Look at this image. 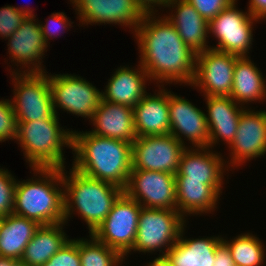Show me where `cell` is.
Instances as JSON below:
<instances>
[{"instance_id":"6da1fadb","label":"cell","mask_w":266,"mask_h":266,"mask_svg":"<svg viewBox=\"0 0 266 266\" xmlns=\"http://www.w3.org/2000/svg\"><path fill=\"white\" fill-rule=\"evenodd\" d=\"M153 14L145 13L134 33L141 52L140 65L150 81L191 85L196 53L185 44L166 17L156 19Z\"/></svg>"},{"instance_id":"7a4b0ae2","label":"cell","mask_w":266,"mask_h":266,"mask_svg":"<svg viewBox=\"0 0 266 266\" xmlns=\"http://www.w3.org/2000/svg\"><path fill=\"white\" fill-rule=\"evenodd\" d=\"M73 167L90 178L113 183L122 189L127 186L132 170V143L92 134L74 132Z\"/></svg>"},{"instance_id":"3957f363","label":"cell","mask_w":266,"mask_h":266,"mask_svg":"<svg viewBox=\"0 0 266 266\" xmlns=\"http://www.w3.org/2000/svg\"><path fill=\"white\" fill-rule=\"evenodd\" d=\"M35 180H16L14 190L13 214L37 222L39 225H50L64 222V190L62 169L32 168Z\"/></svg>"},{"instance_id":"277c9868","label":"cell","mask_w":266,"mask_h":266,"mask_svg":"<svg viewBox=\"0 0 266 266\" xmlns=\"http://www.w3.org/2000/svg\"><path fill=\"white\" fill-rule=\"evenodd\" d=\"M64 171L65 168L62 169L61 186L64 190V222L76 210L92 234L105 220L123 189L113 183L90 178L74 168L70 169L69 176Z\"/></svg>"},{"instance_id":"5b68a950","label":"cell","mask_w":266,"mask_h":266,"mask_svg":"<svg viewBox=\"0 0 266 266\" xmlns=\"http://www.w3.org/2000/svg\"><path fill=\"white\" fill-rule=\"evenodd\" d=\"M58 119L17 122L16 140L30 168H65L62 150L72 148L73 131L62 129Z\"/></svg>"},{"instance_id":"8992f818","label":"cell","mask_w":266,"mask_h":266,"mask_svg":"<svg viewBox=\"0 0 266 266\" xmlns=\"http://www.w3.org/2000/svg\"><path fill=\"white\" fill-rule=\"evenodd\" d=\"M184 219L177 210L141 207L136 240L128 253L132 250L144 253L158 250L162 252L160 256H165L179 239L185 227ZM162 247L166 250H162Z\"/></svg>"},{"instance_id":"52a82bcc","label":"cell","mask_w":266,"mask_h":266,"mask_svg":"<svg viewBox=\"0 0 266 266\" xmlns=\"http://www.w3.org/2000/svg\"><path fill=\"white\" fill-rule=\"evenodd\" d=\"M14 99L11 101L17 122L58 118L55 114L49 75L12 72ZM15 75V76H14Z\"/></svg>"},{"instance_id":"ba28073f","label":"cell","mask_w":266,"mask_h":266,"mask_svg":"<svg viewBox=\"0 0 266 266\" xmlns=\"http://www.w3.org/2000/svg\"><path fill=\"white\" fill-rule=\"evenodd\" d=\"M141 207L136 200L123 192L92 235L109 248L115 249L125 259L136 240Z\"/></svg>"},{"instance_id":"9c48e42d","label":"cell","mask_w":266,"mask_h":266,"mask_svg":"<svg viewBox=\"0 0 266 266\" xmlns=\"http://www.w3.org/2000/svg\"><path fill=\"white\" fill-rule=\"evenodd\" d=\"M187 147L172 134L141 136L132 143V170L176 174Z\"/></svg>"},{"instance_id":"30bf717a","label":"cell","mask_w":266,"mask_h":266,"mask_svg":"<svg viewBox=\"0 0 266 266\" xmlns=\"http://www.w3.org/2000/svg\"><path fill=\"white\" fill-rule=\"evenodd\" d=\"M49 83L55 114L59 107L92 120L102 100V92L85 79L71 74L49 75Z\"/></svg>"},{"instance_id":"8fae6325","label":"cell","mask_w":266,"mask_h":266,"mask_svg":"<svg viewBox=\"0 0 266 266\" xmlns=\"http://www.w3.org/2000/svg\"><path fill=\"white\" fill-rule=\"evenodd\" d=\"M123 192L142 207L177 210L176 181L172 173L131 170Z\"/></svg>"},{"instance_id":"7c38bea8","label":"cell","mask_w":266,"mask_h":266,"mask_svg":"<svg viewBox=\"0 0 266 266\" xmlns=\"http://www.w3.org/2000/svg\"><path fill=\"white\" fill-rule=\"evenodd\" d=\"M236 2L209 22V33L218 40V46L212 49L242 57L248 56L253 41V22L258 20L249 12L236 9Z\"/></svg>"},{"instance_id":"4fadbf2b","label":"cell","mask_w":266,"mask_h":266,"mask_svg":"<svg viewBox=\"0 0 266 266\" xmlns=\"http://www.w3.org/2000/svg\"><path fill=\"white\" fill-rule=\"evenodd\" d=\"M238 57L212 48L196 54L191 86L199 87L205 96H230Z\"/></svg>"},{"instance_id":"5bb4252c","label":"cell","mask_w":266,"mask_h":266,"mask_svg":"<svg viewBox=\"0 0 266 266\" xmlns=\"http://www.w3.org/2000/svg\"><path fill=\"white\" fill-rule=\"evenodd\" d=\"M78 11L82 24H120L134 29L145 12L135 0H70Z\"/></svg>"},{"instance_id":"9a60e30c","label":"cell","mask_w":266,"mask_h":266,"mask_svg":"<svg viewBox=\"0 0 266 266\" xmlns=\"http://www.w3.org/2000/svg\"><path fill=\"white\" fill-rule=\"evenodd\" d=\"M232 167L242 165L266 153V111L243 110L237 125V132L230 144ZM236 164V165H235Z\"/></svg>"},{"instance_id":"2e32d148","label":"cell","mask_w":266,"mask_h":266,"mask_svg":"<svg viewBox=\"0 0 266 266\" xmlns=\"http://www.w3.org/2000/svg\"><path fill=\"white\" fill-rule=\"evenodd\" d=\"M187 100L169 91L170 134L183 145L182 135L193 147H209L206 114Z\"/></svg>"},{"instance_id":"e0dca14e","label":"cell","mask_w":266,"mask_h":266,"mask_svg":"<svg viewBox=\"0 0 266 266\" xmlns=\"http://www.w3.org/2000/svg\"><path fill=\"white\" fill-rule=\"evenodd\" d=\"M34 18L26 17L18 30L10 38H7L9 55H11L12 61L28 67V70L30 69L29 71H20L22 73H25V71L26 73H45V69L40 66L42 63L40 60L45 55L44 51L48 46L44 42L40 25ZM28 64L33 66L30 68Z\"/></svg>"},{"instance_id":"ac0fdd59","label":"cell","mask_w":266,"mask_h":266,"mask_svg":"<svg viewBox=\"0 0 266 266\" xmlns=\"http://www.w3.org/2000/svg\"><path fill=\"white\" fill-rule=\"evenodd\" d=\"M133 118L137 137L170 134L169 91L146 94L133 107Z\"/></svg>"},{"instance_id":"d6986e66","label":"cell","mask_w":266,"mask_h":266,"mask_svg":"<svg viewBox=\"0 0 266 266\" xmlns=\"http://www.w3.org/2000/svg\"><path fill=\"white\" fill-rule=\"evenodd\" d=\"M193 148V149H192ZM188 147L183 151L175 180H195L205 184H223L224 163L209 147Z\"/></svg>"},{"instance_id":"ffe728a7","label":"cell","mask_w":266,"mask_h":266,"mask_svg":"<svg viewBox=\"0 0 266 266\" xmlns=\"http://www.w3.org/2000/svg\"><path fill=\"white\" fill-rule=\"evenodd\" d=\"M95 126L92 134L133 143L137 135L134 130L133 108L101 100L91 120Z\"/></svg>"},{"instance_id":"44dd1931","label":"cell","mask_w":266,"mask_h":266,"mask_svg":"<svg viewBox=\"0 0 266 266\" xmlns=\"http://www.w3.org/2000/svg\"><path fill=\"white\" fill-rule=\"evenodd\" d=\"M165 7H172L176 14L165 16L176 28L185 44L196 54L211 47L206 44L209 22L187 0H169ZM177 10V11H176Z\"/></svg>"},{"instance_id":"7402d4cb","label":"cell","mask_w":266,"mask_h":266,"mask_svg":"<svg viewBox=\"0 0 266 266\" xmlns=\"http://www.w3.org/2000/svg\"><path fill=\"white\" fill-rule=\"evenodd\" d=\"M206 120L209 128V148L218 140L225 141L229 146L235 138L241 112L245 109L230 96H206ZM240 107V108H239Z\"/></svg>"},{"instance_id":"603a6c76","label":"cell","mask_w":266,"mask_h":266,"mask_svg":"<svg viewBox=\"0 0 266 266\" xmlns=\"http://www.w3.org/2000/svg\"><path fill=\"white\" fill-rule=\"evenodd\" d=\"M148 78L140 63L137 69L120 66L108 80L102 99L133 108L147 94L145 82Z\"/></svg>"},{"instance_id":"cb8c5ba5","label":"cell","mask_w":266,"mask_h":266,"mask_svg":"<svg viewBox=\"0 0 266 266\" xmlns=\"http://www.w3.org/2000/svg\"><path fill=\"white\" fill-rule=\"evenodd\" d=\"M175 181L177 211L184 218L187 215L211 213L215 210L223 184H205L195 180Z\"/></svg>"},{"instance_id":"d4e9b609","label":"cell","mask_w":266,"mask_h":266,"mask_svg":"<svg viewBox=\"0 0 266 266\" xmlns=\"http://www.w3.org/2000/svg\"><path fill=\"white\" fill-rule=\"evenodd\" d=\"M184 227L179 239L166 252L165 256L172 266H213L217 246L222 237L184 239Z\"/></svg>"},{"instance_id":"484cf974","label":"cell","mask_w":266,"mask_h":266,"mask_svg":"<svg viewBox=\"0 0 266 266\" xmlns=\"http://www.w3.org/2000/svg\"><path fill=\"white\" fill-rule=\"evenodd\" d=\"M40 225L15 214L0 218V257L21 260L25 247Z\"/></svg>"},{"instance_id":"4316f807","label":"cell","mask_w":266,"mask_h":266,"mask_svg":"<svg viewBox=\"0 0 266 266\" xmlns=\"http://www.w3.org/2000/svg\"><path fill=\"white\" fill-rule=\"evenodd\" d=\"M65 222L40 225L25 247L21 261L29 266H42L69 240L63 230Z\"/></svg>"},{"instance_id":"83f0119b","label":"cell","mask_w":266,"mask_h":266,"mask_svg":"<svg viewBox=\"0 0 266 266\" xmlns=\"http://www.w3.org/2000/svg\"><path fill=\"white\" fill-rule=\"evenodd\" d=\"M266 81L248 56L238 57L230 97L239 105L266 98ZM244 103V104H243Z\"/></svg>"},{"instance_id":"f1b7e54d","label":"cell","mask_w":266,"mask_h":266,"mask_svg":"<svg viewBox=\"0 0 266 266\" xmlns=\"http://www.w3.org/2000/svg\"><path fill=\"white\" fill-rule=\"evenodd\" d=\"M231 251L236 266H261L264 263V245L250 233L238 235L233 240L222 239Z\"/></svg>"},{"instance_id":"f546056e","label":"cell","mask_w":266,"mask_h":266,"mask_svg":"<svg viewBox=\"0 0 266 266\" xmlns=\"http://www.w3.org/2000/svg\"><path fill=\"white\" fill-rule=\"evenodd\" d=\"M89 239H79V256L81 266H118L124 257L115 249L89 234Z\"/></svg>"},{"instance_id":"4dcf8cb0","label":"cell","mask_w":266,"mask_h":266,"mask_svg":"<svg viewBox=\"0 0 266 266\" xmlns=\"http://www.w3.org/2000/svg\"><path fill=\"white\" fill-rule=\"evenodd\" d=\"M33 10L25 7L6 6L0 9V37L5 39L18 30L26 17H35Z\"/></svg>"},{"instance_id":"1f68e13d","label":"cell","mask_w":266,"mask_h":266,"mask_svg":"<svg viewBox=\"0 0 266 266\" xmlns=\"http://www.w3.org/2000/svg\"><path fill=\"white\" fill-rule=\"evenodd\" d=\"M15 180L7 169H0V218L13 213Z\"/></svg>"},{"instance_id":"d6a6232c","label":"cell","mask_w":266,"mask_h":266,"mask_svg":"<svg viewBox=\"0 0 266 266\" xmlns=\"http://www.w3.org/2000/svg\"><path fill=\"white\" fill-rule=\"evenodd\" d=\"M42 266H81L79 239H69L65 245Z\"/></svg>"},{"instance_id":"836d02e7","label":"cell","mask_w":266,"mask_h":266,"mask_svg":"<svg viewBox=\"0 0 266 266\" xmlns=\"http://www.w3.org/2000/svg\"><path fill=\"white\" fill-rule=\"evenodd\" d=\"M17 121L11 100H0V142L16 139Z\"/></svg>"},{"instance_id":"e575fe53","label":"cell","mask_w":266,"mask_h":266,"mask_svg":"<svg viewBox=\"0 0 266 266\" xmlns=\"http://www.w3.org/2000/svg\"><path fill=\"white\" fill-rule=\"evenodd\" d=\"M208 22L236 0H187Z\"/></svg>"},{"instance_id":"d590c367","label":"cell","mask_w":266,"mask_h":266,"mask_svg":"<svg viewBox=\"0 0 266 266\" xmlns=\"http://www.w3.org/2000/svg\"><path fill=\"white\" fill-rule=\"evenodd\" d=\"M51 19L48 21L46 20V25L39 24L41 28V32L43 35L44 42L48 46V41L51 40L50 38H55V34H57L58 30L64 31V29L71 27V21L68 20L65 13H52ZM55 26V27H54ZM69 26V27H68ZM59 28V29H58ZM58 29V30H57ZM62 33V32H61ZM60 33V34H61ZM50 37V38H49Z\"/></svg>"},{"instance_id":"8d00e7d4","label":"cell","mask_w":266,"mask_h":266,"mask_svg":"<svg viewBox=\"0 0 266 266\" xmlns=\"http://www.w3.org/2000/svg\"><path fill=\"white\" fill-rule=\"evenodd\" d=\"M213 266H236L231 251L223 241L217 246Z\"/></svg>"},{"instance_id":"74e56055","label":"cell","mask_w":266,"mask_h":266,"mask_svg":"<svg viewBox=\"0 0 266 266\" xmlns=\"http://www.w3.org/2000/svg\"><path fill=\"white\" fill-rule=\"evenodd\" d=\"M248 12L259 21L266 19V0H250Z\"/></svg>"},{"instance_id":"f35d334b","label":"cell","mask_w":266,"mask_h":266,"mask_svg":"<svg viewBox=\"0 0 266 266\" xmlns=\"http://www.w3.org/2000/svg\"><path fill=\"white\" fill-rule=\"evenodd\" d=\"M136 3L140 6V8L145 12V13H154L157 12L156 10L154 11L153 8L154 6H160L165 7L168 3L169 0H135Z\"/></svg>"},{"instance_id":"ab89813d","label":"cell","mask_w":266,"mask_h":266,"mask_svg":"<svg viewBox=\"0 0 266 266\" xmlns=\"http://www.w3.org/2000/svg\"><path fill=\"white\" fill-rule=\"evenodd\" d=\"M0 266H29L21 260L0 257Z\"/></svg>"},{"instance_id":"60d3db41","label":"cell","mask_w":266,"mask_h":266,"mask_svg":"<svg viewBox=\"0 0 266 266\" xmlns=\"http://www.w3.org/2000/svg\"><path fill=\"white\" fill-rule=\"evenodd\" d=\"M148 266H172L166 256H159L153 260V262H149Z\"/></svg>"}]
</instances>
